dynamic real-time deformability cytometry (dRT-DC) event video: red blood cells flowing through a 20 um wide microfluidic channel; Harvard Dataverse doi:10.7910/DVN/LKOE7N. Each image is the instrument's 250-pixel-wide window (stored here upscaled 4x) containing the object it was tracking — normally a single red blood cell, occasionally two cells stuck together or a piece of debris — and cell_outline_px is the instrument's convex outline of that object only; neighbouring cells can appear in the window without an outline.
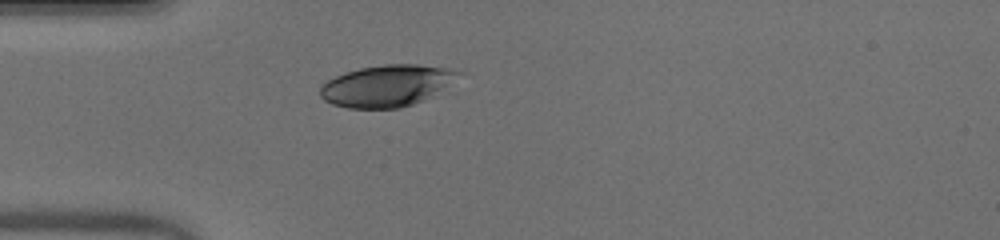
{"species": "human", "species_latin": "Homo sapiens", "temperature_condition": "warm", "stored_images_in_passage": 28, "camera_frame_rate_fps": 3000, "um_per_image_px": 0.085, "donor": {"sex": "male"}, "frame": {"image": 1, "passage_image": 1, "time_ms": 0.0, "image_size_px": [1000, 240], "cell_outline_px": [[464, 72], [424, 100], [400, 108], [348, 108], [332, 104], [324, 100], [320, 96], [320, 88], [328, 80], [344, 72], [360, 68], [384, 64], [416, 64], [448, 68]], "centroid_in_image_um": [32.83, 7.28], "position_along_channel_um": 52.2, "area_um2": 33.12}}
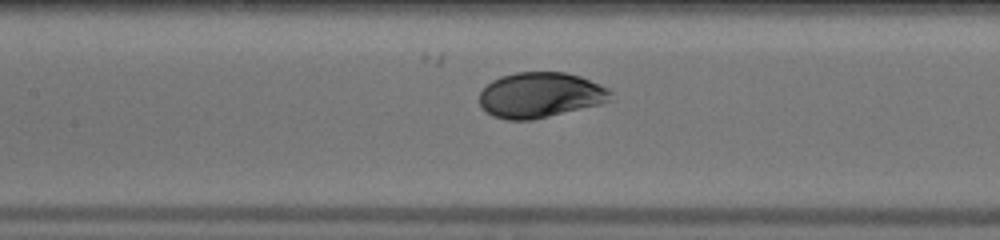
{"frame": {"image": 2, "passage_image": 10, "time_ms": 3.0, "image_size_px": [1000, 240], "cell_outline_px": [[612, 92], [608, 100], [600, 104], [532, 120], [508, 120], [492, 116], [480, 104], [480, 92], [492, 80], [500, 76], [516, 72], [564, 72], [580, 76], [600, 84], [608, 88]], "centroid_in_image_um": [45.91, 8.07], "position_along_channel_um": 161.5, "area_um2": 34.51}}
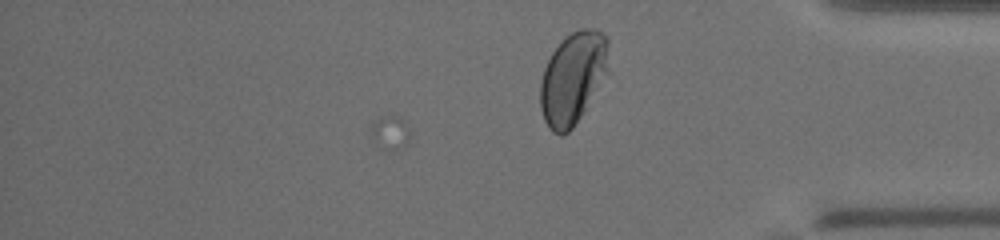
{"frame": {"image": 3, "passage_image": 28, "time_ms": 9.0, "image_size_px": [1000, 240], "cell_outline_px": [[608, 44], [604, 72], [580, 116], [572, 128], [564, 136], [560, 136], [552, 132], [548, 128], [544, 120], [540, 108], [540, 84], [544, 68], [552, 52], [560, 40], [572, 32], [580, 28], [596, 28], [608, 36]], "centroid_in_image_um": [48.61, 6.61], "position_along_channel_um": 386.6, "area_um2": 35.78}, "authors_computed_cell_mechanics": {"area_um2": 34.5933, "velocity_mm_per_s": 3.9932, "shape_relaxation_time_tau1_ms": 4.1841, "shape_relaxation_time_tau2_ms": null, "deformation_change_tau1": 0.227, "deformation_change_tau2": null}}